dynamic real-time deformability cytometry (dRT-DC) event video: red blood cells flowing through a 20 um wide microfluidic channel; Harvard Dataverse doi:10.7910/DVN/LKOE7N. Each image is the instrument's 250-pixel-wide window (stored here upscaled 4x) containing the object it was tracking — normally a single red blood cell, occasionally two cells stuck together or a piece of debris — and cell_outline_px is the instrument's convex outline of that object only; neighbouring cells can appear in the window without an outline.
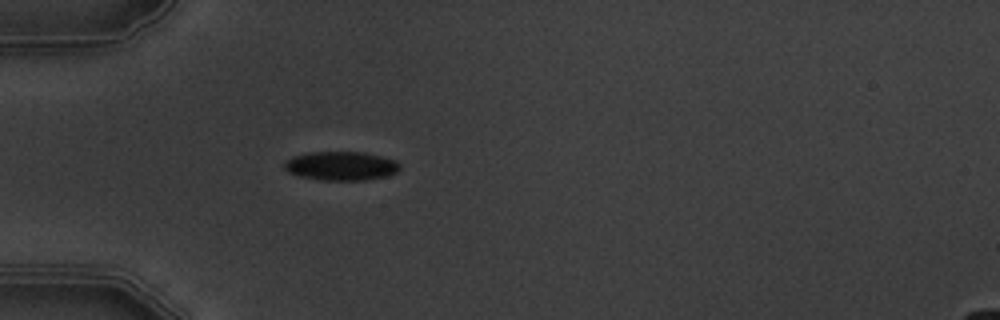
{"species": "common noctule bat (a hibernating species)", "species_latin": "Nyctalus noctula", "temperature_condition": "warm", "stored_images_in_passage": 1, "camera_frame_rate_fps": 3000, "um_per_image_px": 0.085, "animal": {"sex": "male", "body_mass_g": 19.5, "forearm_length_mm": 54.6}, "frame": {"image": 1, "passage_image": 1, "time_ms": 0.0, "image_size_px": [1000, 320], "cell_outline_px": [[400, 168], [396, 172], [388, 176], [364, 180], [320, 180], [300, 176], [288, 172], [284, 168], [284, 160], [292, 156], [308, 152], [364, 152], [396, 160], [400, 164]], "centroid_in_image_um": [28.97, 14.1], "position_along_channel_um": 56.0, "area_um2": 19.59}}